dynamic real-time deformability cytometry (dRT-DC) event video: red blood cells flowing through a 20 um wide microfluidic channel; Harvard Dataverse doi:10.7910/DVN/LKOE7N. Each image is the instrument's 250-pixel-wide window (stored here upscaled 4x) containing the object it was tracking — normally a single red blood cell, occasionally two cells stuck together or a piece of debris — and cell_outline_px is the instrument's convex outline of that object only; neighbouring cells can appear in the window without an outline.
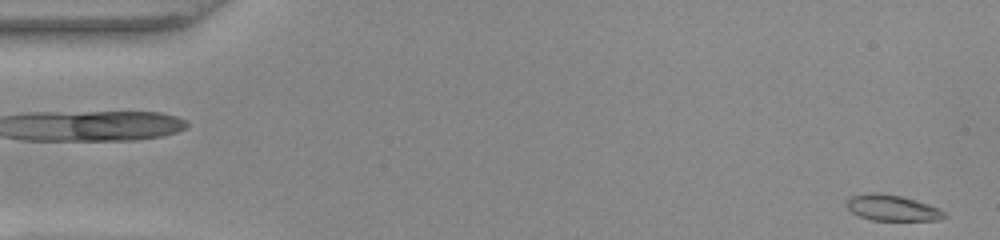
{"species": "common noctule bat (a hibernating species)", "species_latin": "Nyctalus noctula", "temperature_condition": "warm", "stored_images_in_passage": 3, "camera_frame_rate_fps": 3000, "um_per_image_px": 0.085, "animal": {"sex": "female", "body_mass_g": 22.0, "forearm_length_mm": 56.7}, "frame": {"image": 1, "passage_image": 2, "time_ms": 0.333, "image_size_px": [1000, 240], "cell_outline_px": [[948, 216], [940, 220], [872, 220], [860, 216], [852, 212], [848, 208], [848, 200], [852, 196], [868, 192], [876, 192], [900, 196], [916, 200], [940, 208]], "centroid_in_image_um": [75.88, 17.67], "position_along_channel_um": 9.1, "area_um2": 14.62}}